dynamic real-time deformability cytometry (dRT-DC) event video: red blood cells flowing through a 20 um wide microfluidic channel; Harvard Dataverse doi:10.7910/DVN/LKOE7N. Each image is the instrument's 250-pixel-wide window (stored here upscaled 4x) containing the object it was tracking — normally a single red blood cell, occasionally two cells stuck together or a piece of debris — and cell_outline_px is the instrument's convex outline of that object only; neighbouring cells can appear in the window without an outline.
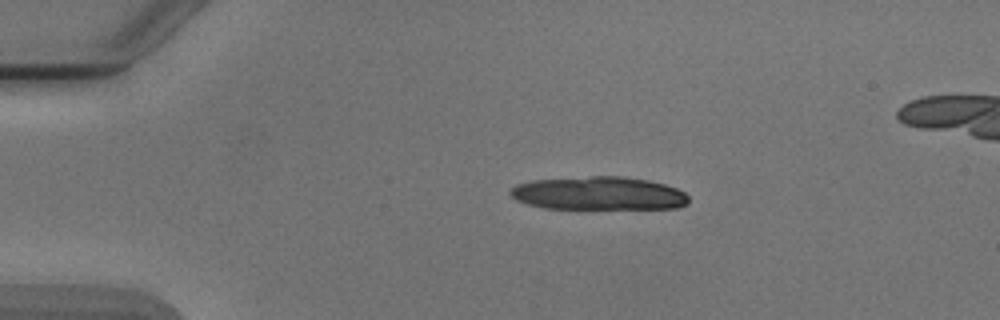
{"species": "Egyptian fruit bat (a non-hibernating species)", "species_latin": "Rousettus aegyptiacus", "temperature_condition": "cold", "stored_images_in_passage": 3, "camera_frame_rate_fps": 3000, "um_per_image_px": 0.085, "animal": {"sex": "male"}, "frame": {"image": 1, "passage_image": 1, "time_ms": 0.0, "image_size_px": [1000, 320], "cell_outline_px": [[688, 204], [676, 208], [544, 208], [528, 204], [516, 200], [508, 192], [516, 184], [532, 180], [592, 176], [624, 176], [648, 180], [664, 184], [676, 188], [684, 192], [688, 196]], "centroid_in_image_um": [50.88, 16.43], "position_along_channel_um": 34.1, "area_um2": 34.51}}